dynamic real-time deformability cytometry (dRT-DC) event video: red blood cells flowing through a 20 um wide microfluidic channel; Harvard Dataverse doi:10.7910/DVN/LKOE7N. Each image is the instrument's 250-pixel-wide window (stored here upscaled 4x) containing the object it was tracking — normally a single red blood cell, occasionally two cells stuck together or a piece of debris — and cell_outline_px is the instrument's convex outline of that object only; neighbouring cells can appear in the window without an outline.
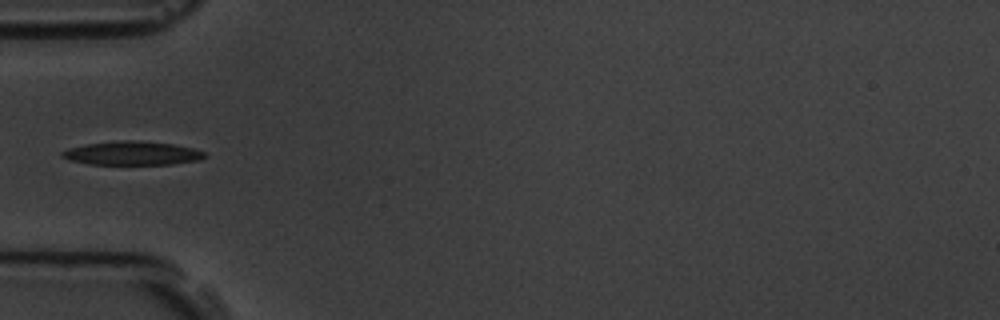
{"species": "common noctule bat (a hibernating species)", "species_latin": "Nyctalus noctula", "temperature_condition": "room temperature", "stored_images_in_passage": 3, "camera_frame_rate_fps": 3000, "um_per_image_px": 0.085, "animal": {"sex": "male", "body_mass_g": 19.5, "forearm_length_mm": 54.6}, "frame": {"image": 1, "passage_image": 3, "time_ms": 3.0, "image_size_px": [1000, 320], "cell_outline_px": [[208, 156], [200, 160], [172, 164], [88, 164], [68, 160], [60, 156], [60, 152], [68, 148], [88, 144], [120, 140], [132, 140], [172, 144], [192, 148], [204, 152]], "centroid_in_image_um": [11.21, 13.03], "position_along_channel_um": 73.8, "area_um2": 19.65}}